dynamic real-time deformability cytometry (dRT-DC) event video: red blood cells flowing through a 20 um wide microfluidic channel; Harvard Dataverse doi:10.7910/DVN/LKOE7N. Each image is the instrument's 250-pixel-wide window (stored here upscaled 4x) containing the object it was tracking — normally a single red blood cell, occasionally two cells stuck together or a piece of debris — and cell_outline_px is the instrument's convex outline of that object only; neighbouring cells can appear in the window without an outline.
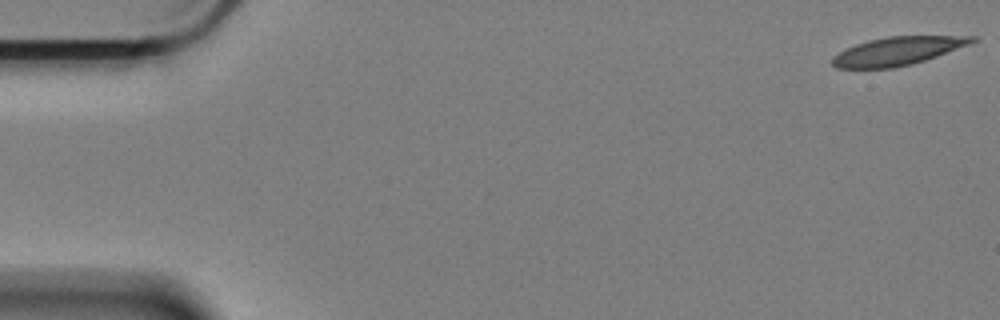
{"species": "Egyptian fruit bat (a non-hibernating species)", "species_latin": "Rousettus aegyptiacus", "temperature_condition": "cold", "stored_images_in_passage": 54, "camera_frame_rate_fps": 3000, "um_per_image_px": 0.085, "animal": {"sex": "female"}, "frame": {"image": 1, "passage_image": 1, "time_ms": 0.0, "image_size_px": [1000, 320], "cell_outline_px": [[976, 40], [968, 44], [936, 56], [912, 64], [892, 68], [836, 68], [832, 64], [832, 56], [856, 44], [868, 40], [888, 36], [976, 36]], "centroid_in_image_um": [76.26, 4.34], "position_along_channel_um": 8.7, "area_um2": 22.66}}
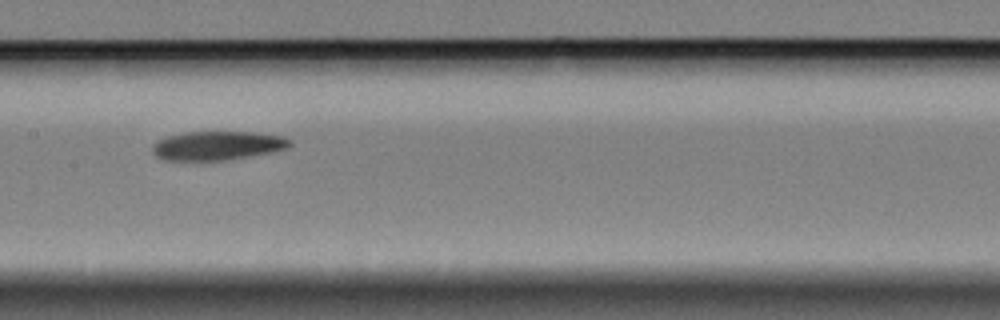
{"frame": {"image": 2, "passage_image": 29, "time_ms": 9.333, "image_size_px": [1000, 320], "cell_outline_px": [[292, 144], [288, 148], [272, 152], [228, 160], [164, 160], [156, 156], [152, 152], [152, 144], [168, 136], [184, 132], [252, 132], [284, 136], [292, 140]], "centroid_in_image_um": [18.51, 12.38], "position_along_channel_um": 188.9, "area_um2": 23.24}}
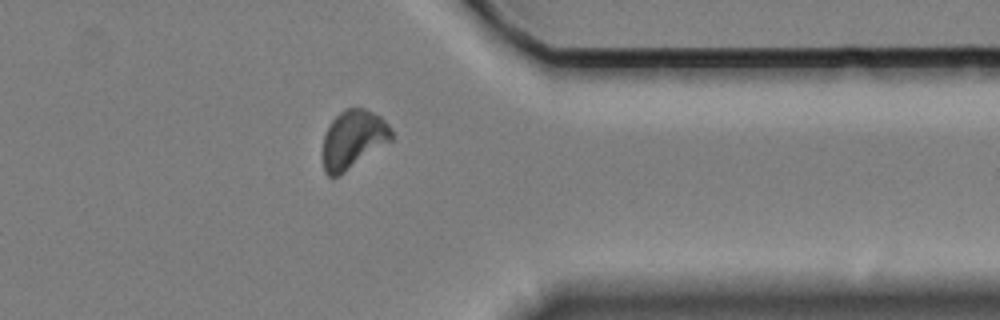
{"frame": {"image": 3, "passage_image": 47, "time_ms": 15.333, "image_size_px": [1000, 320], "cell_outline_px": [[392, 140], [344, 172], [336, 176], [328, 176], [324, 172], [324, 136], [328, 124], [344, 108], [364, 108], [380, 116], [388, 124], [392, 132]], "centroid_in_image_um": [30.02, 11.82], "position_along_channel_um": 381.4, "area_um2": 23.0}}